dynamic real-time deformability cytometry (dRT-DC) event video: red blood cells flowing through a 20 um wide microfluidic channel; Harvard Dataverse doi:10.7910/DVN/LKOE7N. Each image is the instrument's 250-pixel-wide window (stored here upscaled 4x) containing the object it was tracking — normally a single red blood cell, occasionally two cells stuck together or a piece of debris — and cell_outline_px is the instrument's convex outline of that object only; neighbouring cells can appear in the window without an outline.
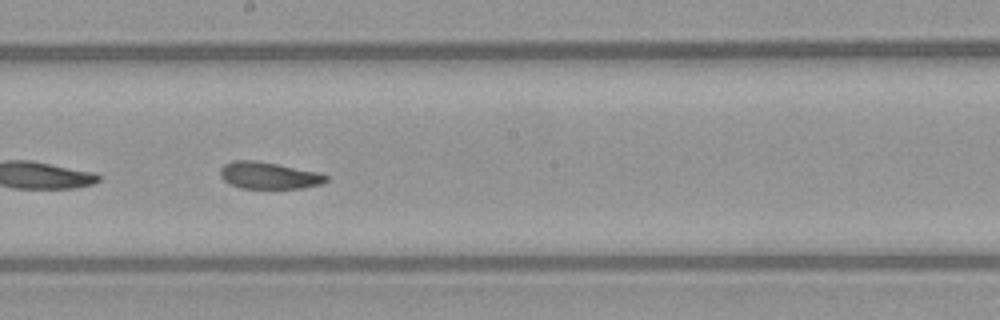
{"species": "common noctule bat (a hibernating species)", "species_latin": "Nyctalus noctula", "temperature_condition": "warm", "stored_images_in_passage": 28, "camera_frame_rate_fps": 3000, "um_per_image_px": 0.085, "animal": {"sex": "female", "body_mass_g": 21.9}, "frame": {"image": 1, "passage_image": 13, "time_ms": 4.0, "image_size_px": [1000, 320], "cell_outline_px": [[328, 180], [320, 184], [304, 188], [240, 188], [228, 184], [220, 176], [220, 168], [224, 164], [232, 160], [256, 160], [320, 172], [328, 176]], "centroid_in_image_um": [22.83, 14.91], "position_along_channel_um": 225.4, "area_um2": 16.76}}
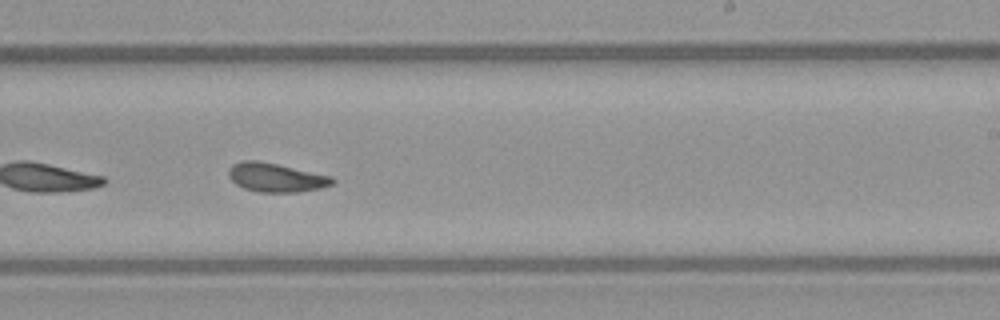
{"frame": {"image": 2, "passage_image": 16, "time_ms": 5.0, "image_size_px": [1000, 320], "cell_outline_px": [[336, 180], [332, 184], [320, 188], [300, 192], [260, 192], [244, 188], [236, 184], [228, 176], [228, 168], [232, 164], [240, 160], [256, 160], [276, 164], [332, 176]], "centroid_in_image_um": [23.43, 15.08], "position_along_channel_um": 265.6, "area_um2": 17.46}, "authors_computed_cell_mechanics": {"area_um2": 17.2244, "velocity_mm_per_s": 4.0426, "shape_relaxation_time_tau1_ms": 7.5987, "shape_relaxation_time_tau2_ms": 3.3831, "deformation_change_tau1": 0.1542, "deformation_change_tau2": 0.1197}}